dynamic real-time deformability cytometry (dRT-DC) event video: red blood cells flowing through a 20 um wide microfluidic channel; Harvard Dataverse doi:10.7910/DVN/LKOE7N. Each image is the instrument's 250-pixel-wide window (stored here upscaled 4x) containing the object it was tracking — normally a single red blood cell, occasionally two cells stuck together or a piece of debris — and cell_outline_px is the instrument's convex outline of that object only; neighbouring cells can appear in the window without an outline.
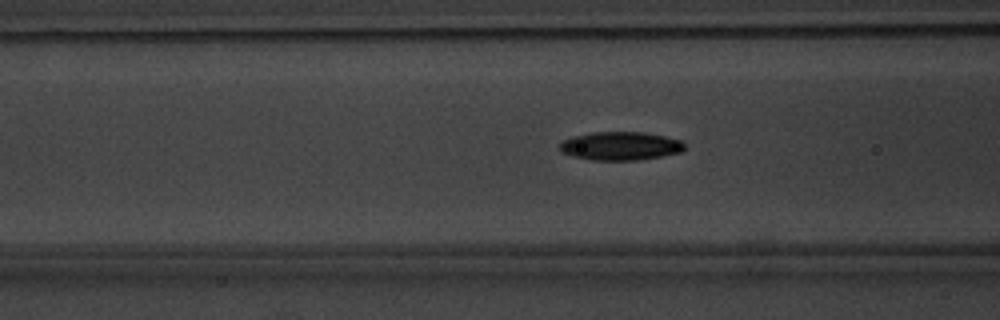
{"species": "common noctule bat (a hibernating species)", "species_latin": "Nyctalus noctula", "temperature_condition": "warm", "stored_images_in_passage": 54, "camera_frame_rate_fps": 3000, "um_per_image_px": 0.085, "animal": {"sex": "male", "body_mass_g": 20.1, "forearm_length_mm": 53.5}, "frame": {"image": 1, "passage_image": 22, "time_ms": 7.0, "image_size_px": [1000, 320], "cell_outline_px": [[684, 148], [680, 152], [660, 156], [636, 160], [592, 160], [572, 156], [560, 152], [560, 144], [564, 140], [572, 136], [592, 132], [644, 132], [664, 136], [680, 140], [684, 144]], "centroid_in_image_um": [52.69, 12.4], "position_along_channel_um": 113.9, "area_um2": 20.58}}
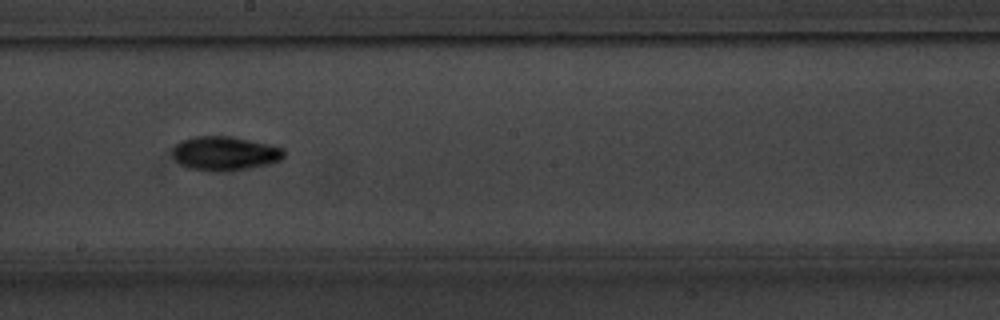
{"frame": {"image": 2, "passage_image": 31, "time_ms": 10.0, "image_size_px": [1000, 320], "cell_outline_px": [[284, 156], [280, 160], [268, 164], [228, 172], [216, 172], [188, 168], [180, 164], [176, 160], [172, 152], [172, 148], [180, 140], [192, 136], [232, 136], [268, 144], [284, 148]], "centroid_in_image_um": [19.08, 13.04], "position_along_channel_um": 229.1, "area_um2": 22.37}}
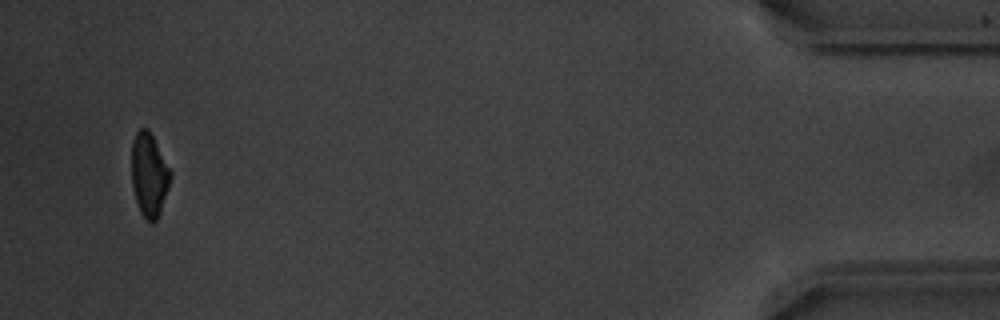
{"frame": {"image": 3, "passage_image": 52, "time_ms": 17.0, "image_size_px": [1000, 320], "cell_outline_px": [[172, 176], [160, 212], [156, 220], [148, 220], [140, 212], [132, 188], [132, 140], [136, 132], [140, 128], [148, 128], [172, 172]], "centroid_in_image_um": [12.67, 14.82], "position_along_channel_um": 422.5, "area_um2": 18.73}, "authors_computed_cell_mechanics": {"area_um2": 19.5075, "velocity_mm_per_s": 3.8387, "shape_relaxation_time_tau1_ms": 2.7584, "shape_relaxation_time_tau2_ms": 6.1441, "deformation_change_tau1": 0.1424, "deformation_change_tau2": 0.1239}}